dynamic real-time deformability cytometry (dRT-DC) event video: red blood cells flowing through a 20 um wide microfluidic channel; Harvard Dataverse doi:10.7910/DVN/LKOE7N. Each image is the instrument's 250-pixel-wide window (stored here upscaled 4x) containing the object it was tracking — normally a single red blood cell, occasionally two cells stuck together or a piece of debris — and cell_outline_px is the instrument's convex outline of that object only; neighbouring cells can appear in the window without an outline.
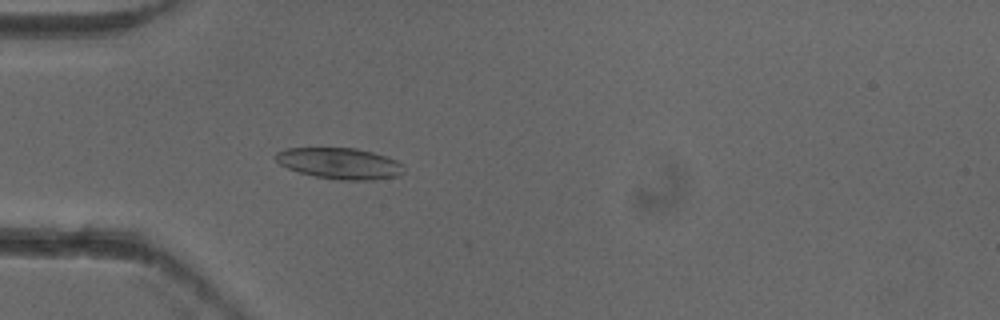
{"species": "common noctule bat (a hibernating species)", "species_latin": "Nyctalus noctula", "temperature_condition": "cold", "stored_images_in_passage": 4, "camera_frame_rate_fps": 3000, "um_per_image_px": 0.085, "animal": {"sex": "female"}, "frame": {"image": 1, "passage_image": 4, "time_ms": 1.0, "image_size_px": [1000, 320], "cell_outline_px": [[404, 172], [400, 176], [372, 180], [336, 180], [316, 176], [300, 172], [288, 168], [280, 164], [272, 156], [276, 152], [284, 148], [356, 148], [388, 156], [404, 164]], "centroid_in_image_um": [28.9, 13.89], "position_along_channel_um": 56.1, "area_um2": 23.52}}